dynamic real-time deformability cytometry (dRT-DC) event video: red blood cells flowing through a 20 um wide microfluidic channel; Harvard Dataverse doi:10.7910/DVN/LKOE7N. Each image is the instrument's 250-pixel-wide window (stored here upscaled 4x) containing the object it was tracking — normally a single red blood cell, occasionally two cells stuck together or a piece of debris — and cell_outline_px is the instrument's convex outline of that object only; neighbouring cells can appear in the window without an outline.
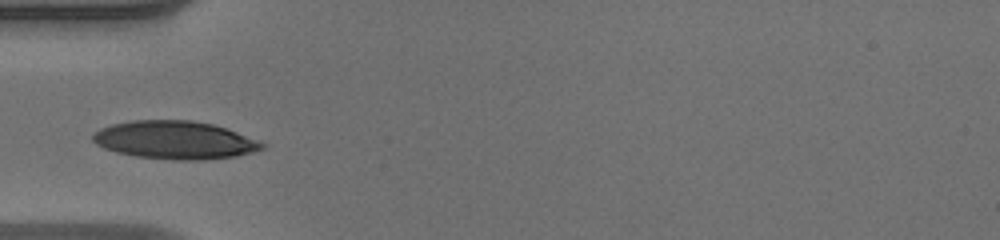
{"species": "human", "species_latin": "Homo sapiens", "temperature_condition": "warm", "stored_images_in_passage": 29, "camera_frame_rate_fps": 3000, "um_per_image_px": 0.085, "donor": {"sex": "male"}, "frame": {"image": 1, "passage_image": 1, "time_ms": 0.0, "image_size_px": [1000, 240], "cell_outline_px": [[268, 144], [264, 148], [252, 152], [236, 156], [204, 160], [176, 160], [136, 156], [116, 152], [104, 148], [96, 144], [92, 140], [92, 136], [100, 128], [112, 124], [132, 120], [192, 120], [212, 124], [236, 132]], "centroid_in_image_um": [14.86, 11.9], "position_along_channel_um": 70.1, "area_um2": 37.45}}
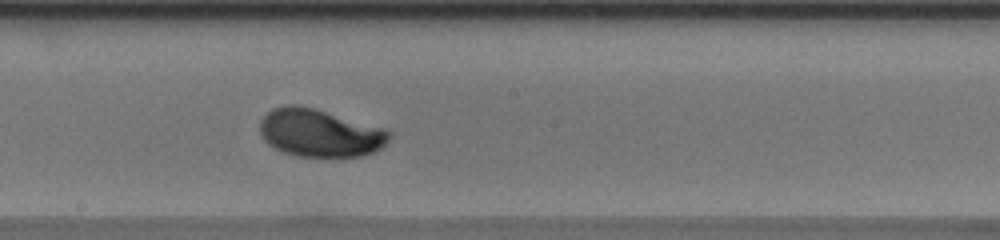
{"frame": {"image": 2, "passage_image": 12, "time_ms": 3.667, "image_size_px": [1000, 240], "cell_outline_px": [[392, 136], [380, 148], [372, 152], [360, 156], [296, 156], [284, 152], [268, 144], [264, 140], [260, 132], [260, 120], [272, 108], [288, 104], [296, 104], [312, 108], [388, 128], [392, 132]], "centroid_in_image_um": [27.2, 11.29], "position_along_channel_um": 221.0, "area_um2": 36.01}}
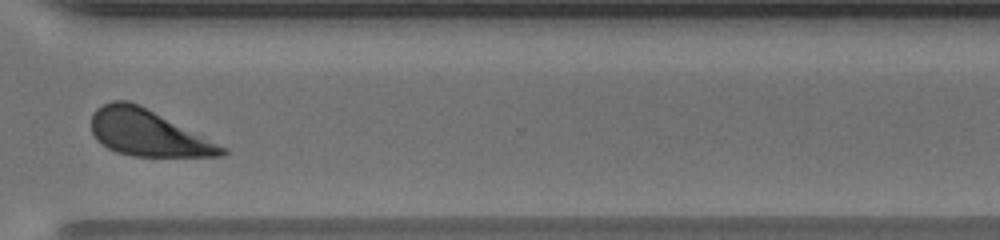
{"frame": {"image": 3, "passage_image": 22, "time_ms": 7.0, "image_size_px": [1000, 240], "cell_outline_px": [[228, 152], [224, 156], [132, 156], [116, 152], [108, 148], [96, 140], [92, 132], [92, 112], [96, 108], [112, 100], [128, 100], [140, 104], [228, 148]], "centroid_in_image_um": [12.56, 11.29], "position_along_channel_um": 358.0, "area_um2": 35.32}, "authors_computed_cell_mechanics": {"area_um2": 36.0094, "velocity_mm_per_s": 4.0984, "shape_relaxation_time_tau1_ms": 3.0006, "shape_relaxation_time_tau2_ms": null, "deformation_change_tau1": 0.149, "deformation_change_tau2": null}}